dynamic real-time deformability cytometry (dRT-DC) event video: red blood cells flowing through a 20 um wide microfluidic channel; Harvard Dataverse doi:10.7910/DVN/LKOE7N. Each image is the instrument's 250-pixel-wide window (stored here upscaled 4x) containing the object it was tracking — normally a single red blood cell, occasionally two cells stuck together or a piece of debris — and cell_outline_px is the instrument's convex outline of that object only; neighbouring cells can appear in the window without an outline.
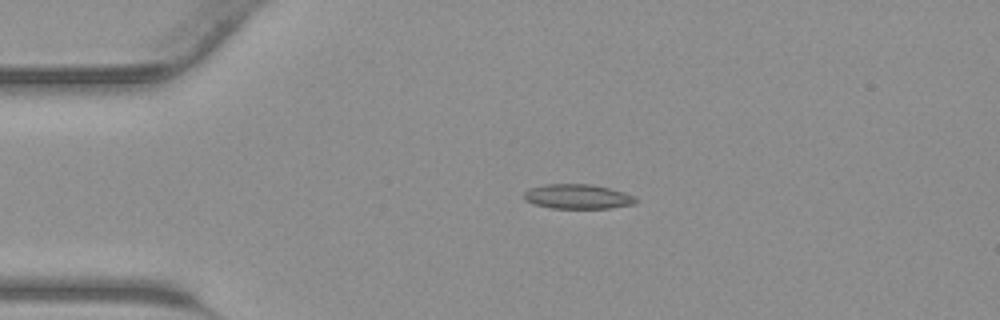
{"species": "common noctule bat (a hibernating species)", "species_latin": "Nyctalus noctula", "temperature_condition": "warm", "stored_images_in_passage": 35, "camera_frame_rate_fps": 3000, "um_per_image_px": 0.085, "animal": {"sex": "male", "body_mass_g": 23.1, "forearm_length_mm": 52.7}, "frame": {"image": 1, "passage_image": 1, "time_ms": 0.0, "image_size_px": [1000, 320], "cell_outline_px": [[636, 200], [632, 204], [608, 208], [552, 208], [532, 204], [524, 200], [524, 192], [528, 188], [544, 184], [592, 184], [612, 188], [624, 192], [632, 196]], "centroid_in_image_um": [49.03, 16.69], "position_along_channel_um": 36.0, "area_um2": 16.07}}
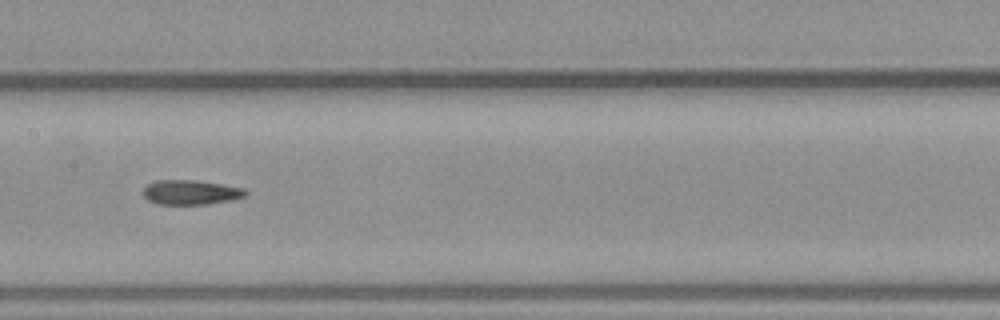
{"frame": {"image": 2, "passage_image": 13, "time_ms": 4.0, "image_size_px": [1000, 320], "cell_outline_px": [[248, 192], [244, 196], [232, 200], [208, 204], [156, 204], [148, 200], [144, 196], [144, 188], [148, 184], [156, 180], [196, 180], [244, 188]], "centroid_in_image_um": [16.21, 16.35], "position_along_channel_um": 191.2, "area_um2": 14.62}}
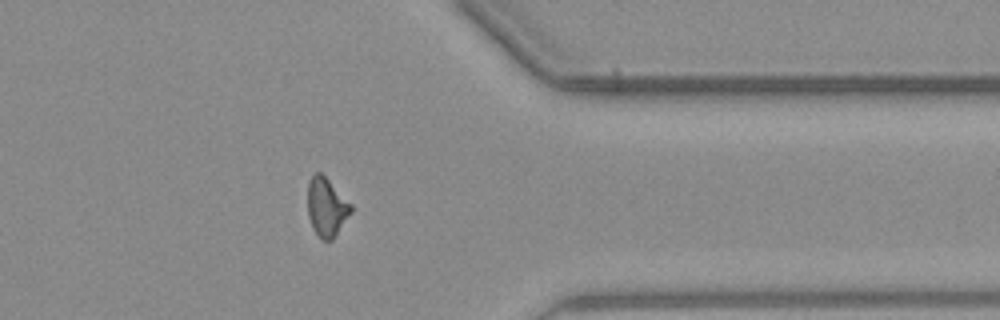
{"frame": {"image": 3, "passage_image": 26, "time_ms": 8.333, "image_size_px": [1000, 320], "cell_outline_px": [[352, 212], [332, 240], [324, 240], [312, 228], [308, 216], [308, 180], [316, 172], [320, 172], [352, 204]], "centroid_in_image_um": [27.76, 17.6], "position_along_channel_um": 383.6, "area_um2": 14.62}}